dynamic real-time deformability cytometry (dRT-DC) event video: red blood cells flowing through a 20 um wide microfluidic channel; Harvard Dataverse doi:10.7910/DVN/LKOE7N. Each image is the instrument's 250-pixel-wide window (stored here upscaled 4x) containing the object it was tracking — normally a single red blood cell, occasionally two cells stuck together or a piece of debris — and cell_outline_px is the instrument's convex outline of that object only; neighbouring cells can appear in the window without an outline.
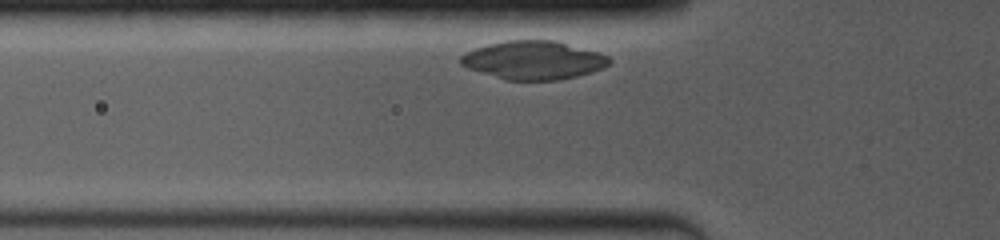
{"species": "common noctule bat (a hibernating species)", "species_latin": "Nyctalus noctula", "temperature_condition": "room temperature", "stored_images_in_passage": 10, "camera_frame_rate_fps": 4000, "um_per_image_px": 0.085, "animal": {"sex": "female", "body_mass_g": 19.0, "forearm_length_mm": 53.3}, "frame": {"image": 1, "passage_image": 2, "time_ms": 0.25, "image_size_px": [1000, 240], "cell_outline_px": [[612, 60], [604, 68], [592, 72], [576, 76], [556, 80], [504, 80], [468, 68], [460, 64], [460, 56], [464, 52], [488, 44], [508, 40], [556, 40], [596, 52], [608, 56]], "centroid_in_image_um": [45.33, 5.11], "position_along_channel_um": 80.5, "area_um2": 33.23}}
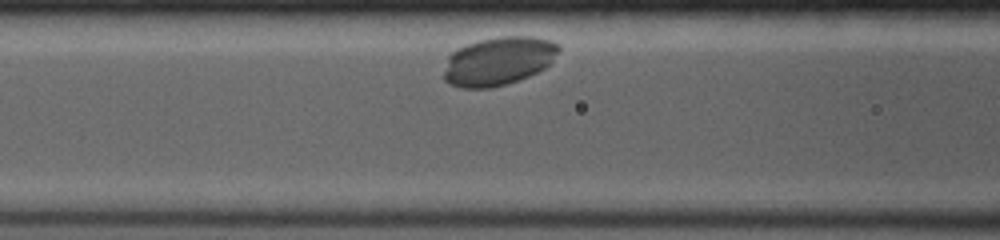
{"frame": {"image": 2, "passage_image": 6, "time_ms": 1.5, "image_size_px": [1000, 240], "cell_outline_px": [[560, 48], [552, 60], [544, 68], [528, 76], [492, 88], [460, 88], [448, 84], [444, 80], [444, 72], [448, 56], [456, 48], [480, 40], [500, 36], [532, 36], [552, 40], [560, 44]], "centroid_in_image_um": [42.35, 5.18], "position_along_channel_um": 124.3, "area_um2": 32.43}}